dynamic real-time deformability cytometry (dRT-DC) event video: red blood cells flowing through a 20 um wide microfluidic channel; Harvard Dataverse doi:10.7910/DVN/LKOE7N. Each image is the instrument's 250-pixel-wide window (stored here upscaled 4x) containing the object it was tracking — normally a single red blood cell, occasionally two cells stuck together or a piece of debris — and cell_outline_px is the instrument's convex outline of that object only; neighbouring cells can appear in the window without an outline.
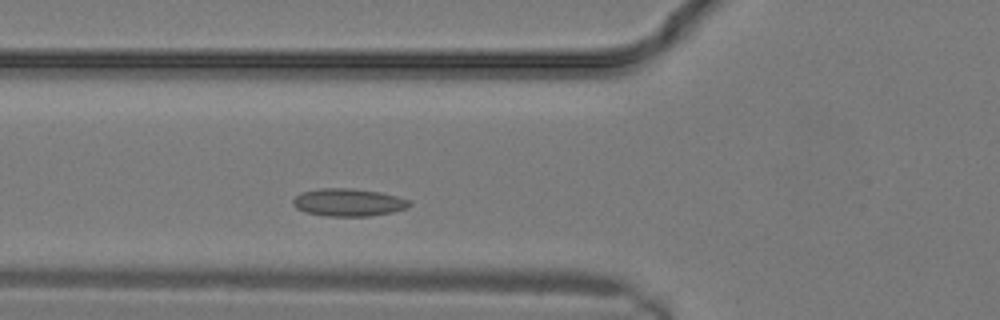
{"species": "common noctule bat (a hibernating species)", "species_latin": "Nyctalus noctula", "temperature_condition": "warm", "stored_images_in_passage": 4, "camera_frame_rate_fps": 3000, "um_per_image_px": 0.085, "animal": {"sex": "male", "body_mass_g": 19.2, "forearm_length_mm": 51.8}, "frame": {"image": 1, "passage_image": 4, "time_ms": 1.0, "image_size_px": [1000, 320], "cell_outline_px": [[412, 204], [408, 208], [392, 212], [368, 216], [324, 216], [304, 212], [296, 208], [292, 204], [292, 200], [300, 192], [320, 188], [352, 188], [380, 192], [396, 196], [408, 200]], "centroid_in_image_um": [29.58, 17.2], "position_along_channel_um": 96.2, "area_um2": 18.9}}